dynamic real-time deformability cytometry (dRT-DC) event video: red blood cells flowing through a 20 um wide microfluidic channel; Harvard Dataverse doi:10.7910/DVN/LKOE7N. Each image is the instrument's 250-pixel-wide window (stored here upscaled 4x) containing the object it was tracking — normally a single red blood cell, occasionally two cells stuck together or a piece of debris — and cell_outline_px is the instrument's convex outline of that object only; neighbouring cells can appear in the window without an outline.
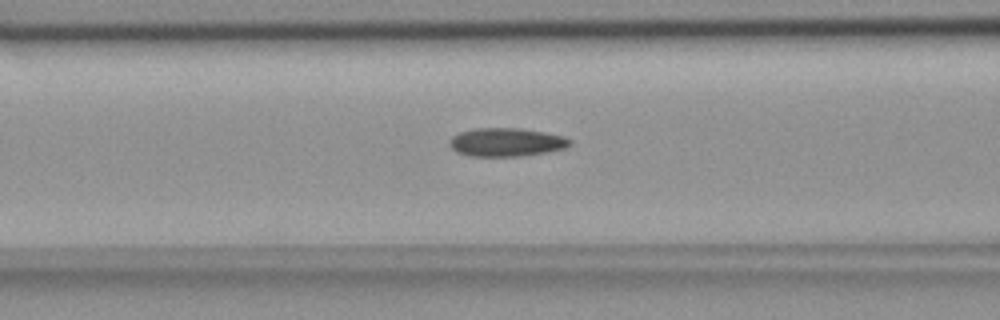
{"species": "common noctule bat (a hibernating species)", "species_latin": "Nyctalus noctula", "temperature_condition": "room temperature", "stored_images_in_passage": 55, "camera_frame_rate_fps": 3000, "um_per_image_px": 0.085, "animal": {"sex": "female", "body_mass_g": 18.4}, "frame": {"image": 1, "passage_image": 22, "time_ms": 7.0, "image_size_px": [1000, 320], "cell_outline_px": [[572, 144], [564, 148], [544, 152], [520, 156], [468, 156], [456, 152], [448, 144], [448, 140], [452, 136], [460, 132], [476, 128], [520, 128], [544, 132], [564, 136], [572, 140]], "centroid_in_image_um": [43.0, 12.08], "position_along_channel_um": 123.6, "area_um2": 20.0}}
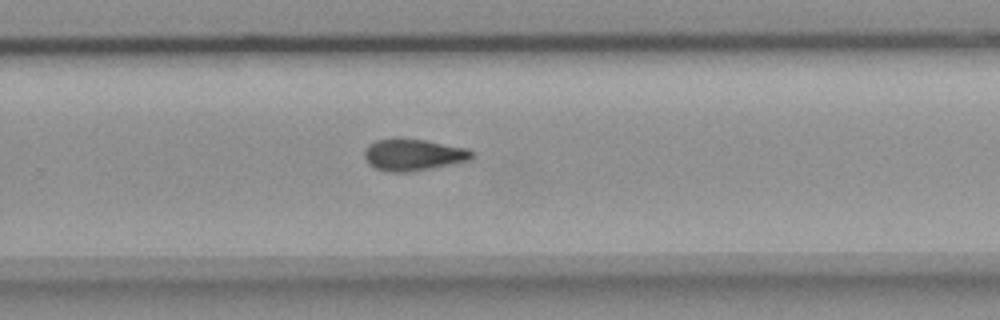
{"frame": {"image": 2, "passage_image": 36, "time_ms": 11.667, "image_size_px": [1000, 320], "cell_outline_px": [[472, 160], [408, 172], [388, 172], [376, 168], [368, 164], [364, 156], [364, 152], [368, 144], [376, 140], [424, 140], [468, 148], [472, 152]], "centroid_in_image_um": [35.13, 13.18], "position_along_channel_um": 294.7, "area_um2": 19.42}}
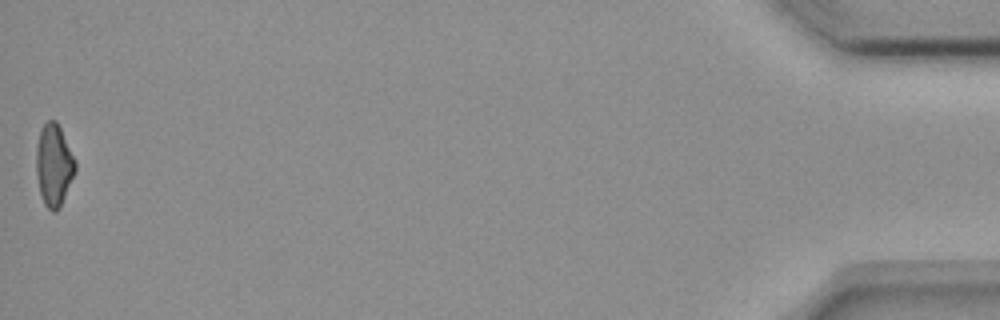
{"frame": {"image": 3, "passage_image": 55, "time_ms": 18.0, "image_size_px": [1000, 320], "cell_outline_px": [[76, 168], [60, 208], [56, 212], [52, 212], [44, 204], [40, 192], [36, 172], [36, 148], [40, 132], [44, 124], [48, 120], [56, 120], [76, 160]], "centroid_in_image_um": [4.58, 14.05], "position_along_channel_um": 430.6, "area_um2": 18.5}, "authors_computed_cell_mechanics": {"area_um2": 19.3052, "velocity_mm_per_s": 3.681, "shape_relaxation_time_tau1_ms": null, "shape_relaxation_time_tau2_ms": 3.4828, "deformation_change_tau1": null, "deformation_change_tau2": 0.099}}